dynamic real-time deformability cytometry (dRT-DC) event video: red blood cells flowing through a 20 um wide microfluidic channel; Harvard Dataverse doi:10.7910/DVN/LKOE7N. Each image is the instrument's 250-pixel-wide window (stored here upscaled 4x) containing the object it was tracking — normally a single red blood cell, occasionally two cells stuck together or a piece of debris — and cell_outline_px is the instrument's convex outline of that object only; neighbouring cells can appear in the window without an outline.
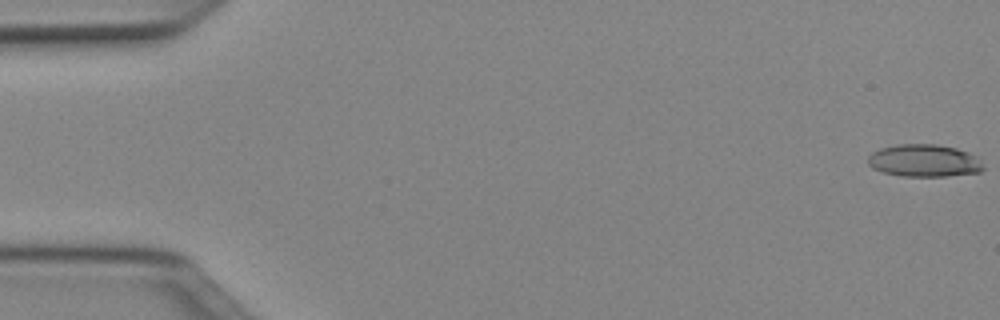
{"species": "Egyptian fruit bat (a non-hibernating species)", "species_latin": "Rousettus aegyptiacus", "temperature_condition": "cold", "stored_images_in_passage": 12, "camera_frame_rate_fps": 3000, "um_per_image_px": 0.085, "animal": {"sex": "female"}, "frame": {"image": 1, "passage_image": 1, "time_ms": 0.0, "image_size_px": [1000, 320], "cell_outline_px": [[984, 168], [980, 172], [948, 176], [900, 176], [884, 172], [872, 168], [868, 164], [868, 156], [872, 152], [880, 148], [900, 144], [936, 144], [956, 148], [968, 152], [976, 156], [980, 160]], "centroid_in_image_um": [78.55, 13.65], "position_along_channel_um": 6.4, "area_um2": 21.85}}